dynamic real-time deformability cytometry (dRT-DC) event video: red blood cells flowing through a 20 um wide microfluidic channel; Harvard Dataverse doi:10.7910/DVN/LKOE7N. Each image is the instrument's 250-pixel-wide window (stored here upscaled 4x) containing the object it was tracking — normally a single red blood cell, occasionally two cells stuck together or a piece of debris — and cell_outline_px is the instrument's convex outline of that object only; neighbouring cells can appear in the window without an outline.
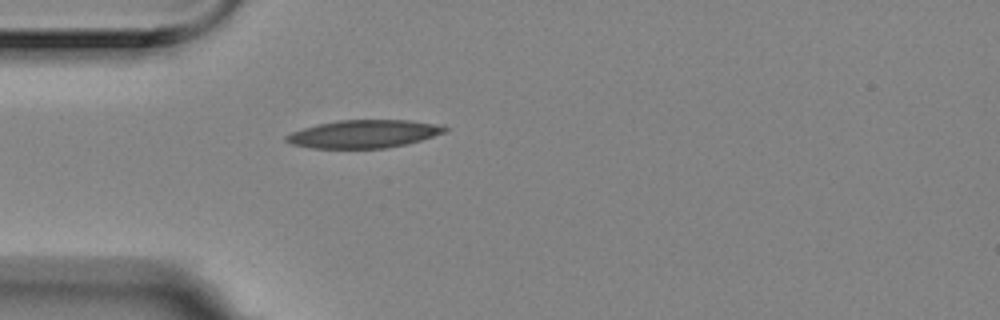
{"species": "Egyptian fruit bat (a non-hibernating species)", "species_latin": "Rousettus aegyptiacus", "temperature_condition": "room temperature", "stored_images_in_passage": 1, "camera_frame_rate_fps": 3000, "um_per_image_px": 0.085, "animal": {"sex": "female"}, "frame": {"image": 1, "passage_image": 1, "time_ms": 0.0, "image_size_px": [1000, 320], "cell_outline_px": [[448, 128], [444, 132], [420, 140], [404, 144], [384, 148], [312, 148], [292, 144], [284, 140], [284, 136], [292, 132], [316, 124], [336, 120], [408, 120], [444, 124]], "centroid_in_image_um": [30.91, 11.37], "position_along_channel_um": 54.1, "area_um2": 25.78}}